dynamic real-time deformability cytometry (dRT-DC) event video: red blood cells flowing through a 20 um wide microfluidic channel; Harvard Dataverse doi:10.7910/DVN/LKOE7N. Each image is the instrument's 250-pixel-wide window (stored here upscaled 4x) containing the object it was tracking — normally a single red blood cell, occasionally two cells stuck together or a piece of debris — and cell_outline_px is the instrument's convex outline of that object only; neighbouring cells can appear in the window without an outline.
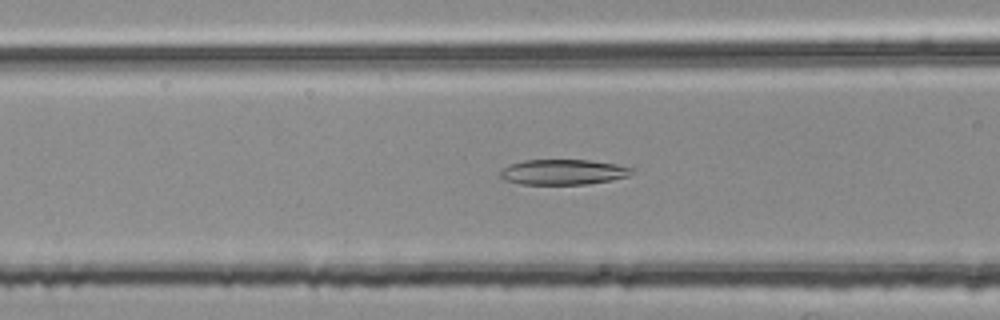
{"species": "common noctule bat (a hibernating species)", "species_latin": "Nyctalus noctula", "temperature_condition": "room temperature", "stored_images_in_passage": 47, "camera_frame_rate_fps": 3000, "um_per_image_px": 0.085, "animal": {"sex": "female", "body_mass_g": 25.1}, "frame": {"image": 1, "passage_image": 14, "time_ms": 4.333, "image_size_px": [1000, 320], "cell_outline_px": [[632, 172], [628, 176], [612, 180], [588, 184], [520, 184], [504, 180], [500, 176], [500, 172], [508, 164], [524, 160], [588, 160], [616, 164], [632, 168]], "centroid_in_image_um": [47.84, 14.62], "position_along_channel_um": 118.8, "area_um2": 19.36}}
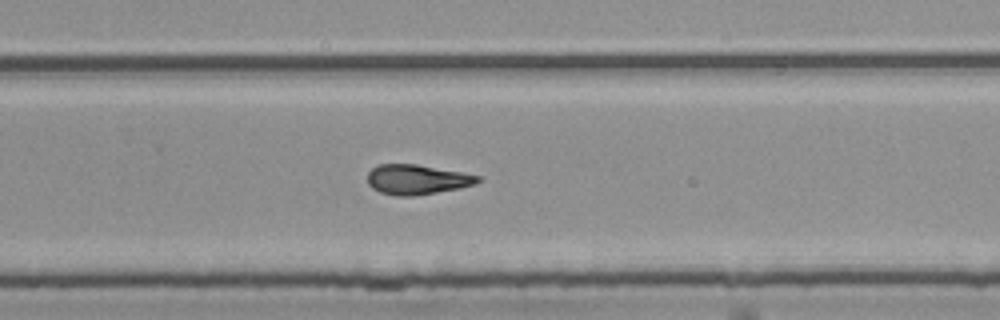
{"frame": {"image": 2, "passage_image": 28, "time_ms": 9.0, "image_size_px": [1000, 320], "cell_outline_px": [[480, 180], [472, 184], [460, 188], [412, 196], [396, 196], [380, 192], [372, 188], [368, 184], [368, 172], [372, 168], [380, 164], [416, 164], [460, 172], [480, 176]], "centroid_in_image_um": [35.39, 15.26], "position_along_channel_um": 294.4, "area_um2": 18.96}}
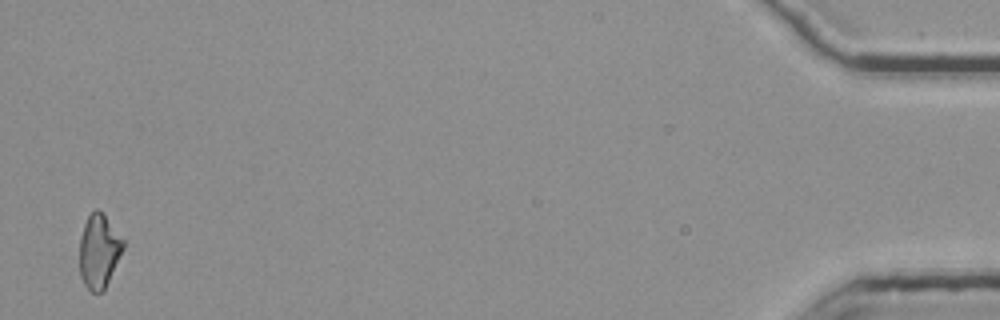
{"frame": {"image": 3, "passage_image": 46, "time_ms": 15.0, "image_size_px": [1000, 320], "cell_outline_px": [[124, 248], [104, 292], [92, 292], [84, 284], [80, 276], [80, 236], [84, 224], [88, 216], [96, 208], [104, 216], [124, 240]], "centroid_in_image_um": [8.41, 21.39], "position_along_channel_um": 426.8, "area_um2": 18.61}, "authors_computed_cell_mechanics": {"area_um2": 19.3052, "velocity_mm_per_s": 3.775, "shape_relaxation_time_tau1_ms": null, "shape_relaxation_time_tau2_ms": 1.9406, "deformation_change_tau1": null, "deformation_change_tau2": 0.101}}